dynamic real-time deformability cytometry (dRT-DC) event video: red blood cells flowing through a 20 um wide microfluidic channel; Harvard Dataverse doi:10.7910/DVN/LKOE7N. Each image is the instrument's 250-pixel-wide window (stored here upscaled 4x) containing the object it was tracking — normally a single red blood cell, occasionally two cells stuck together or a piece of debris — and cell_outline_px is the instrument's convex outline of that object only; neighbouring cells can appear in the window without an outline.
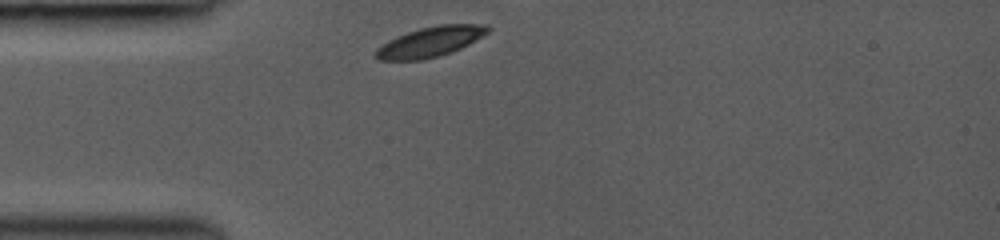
{"species": "common noctule bat (a hibernating species)", "species_latin": "Nyctalus noctula", "temperature_condition": "room temperature", "stored_images_in_passage": 29, "camera_frame_rate_fps": 3000, "um_per_image_px": 0.085, "animal": {"sex": "female", "body_mass_g": 19.0, "forearm_length_mm": 53.3}, "frame": {"image": 1, "passage_image": 1, "time_ms": 0.0, "image_size_px": [1000, 240], "cell_outline_px": [[492, 28], [488, 32], [476, 40], [452, 52], [420, 60], [376, 60], [372, 56], [376, 48], [388, 40], [396, 36], [420, 28], [440, 24], [488, 24]], "centroid_in_image_um": [36.54, 3.55], "position_along_channel_um": 48.5, "area_um2": 19.77}}
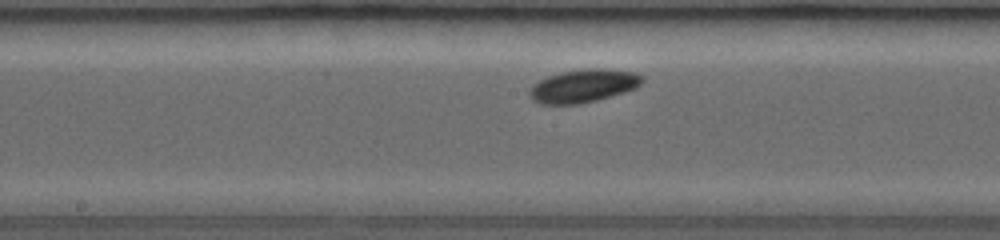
{"frame": {"image": 2, "passage_image": 13, "time_ms": 4.0, "image_size_px": [1000, 240], "cell_outline_px": [[644, 80], [636, 88], [624, 92], [596, 100], [580, 104], [540, 104], [532, 100], [528, 96], [528, 92], [532, 84], [536, 80], [560, 72], [588, 68], [608, 68], [636, 72], [644, 76]], "centroid_in_image_um": [49.56, 7.29], "position_along_channel_um": 198.6, "area_um2": 22.14}}
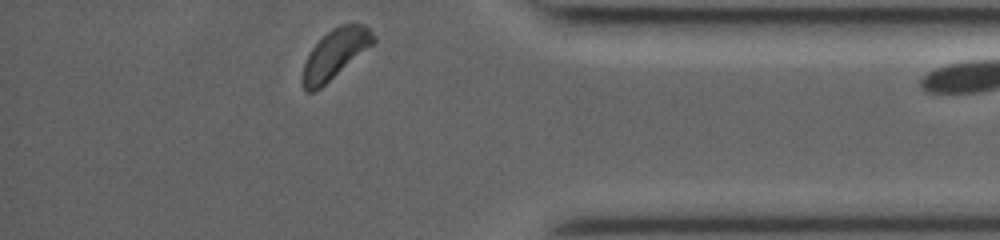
{"frame": {"image": 3, "passage_image": 28, "time_ms": 9.333, "image_size_px": [1000, 240], "cell_outline_px": [[376, 40], [372, 44], [320, 88], [312, 92], [304, 92], [304, 64], [312, 48], [332, 28], [340, 24], [364, 24], [376, 36]], "centroid_in_image_um": [28.5, 4.55], "position_along_channel_um": 406.7, "area_um2": 19.54}}